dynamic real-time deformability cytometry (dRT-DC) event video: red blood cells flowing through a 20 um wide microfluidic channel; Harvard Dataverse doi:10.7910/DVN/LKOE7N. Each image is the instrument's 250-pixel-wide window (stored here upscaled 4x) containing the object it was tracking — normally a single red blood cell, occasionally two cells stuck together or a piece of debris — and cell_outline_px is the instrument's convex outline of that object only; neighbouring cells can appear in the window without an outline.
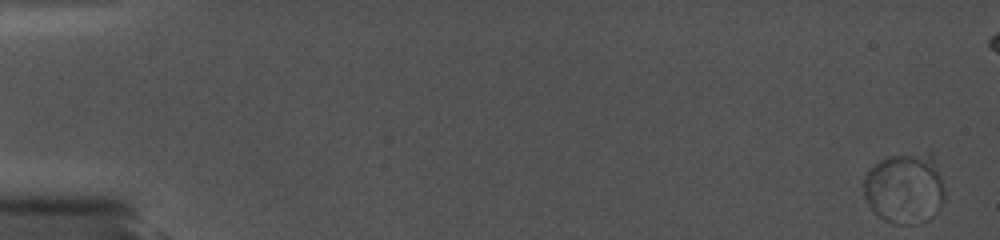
{"species": "common noctule bat (a hibernating species)", "species_latin": "Nyctalus noctula", "temperature_condition": "cold", "stored_images_in_passage": 11, "camera_frame_rate_fps": 5000, "um_per_image_px": 0.085, "animal": {"sex": "female", "body_mass_g": 19.0, "forearm_length_mm": 56.7}, "frame": {"image": 1, "passage_image": 1, "time_ms": 0.0, "image_size_px": [1000, 240], "cell_outline_px": [[944, 200], [940, 208], [892, 220], [888, 220], [872, 212], [864, 196], [864, 176], [880, 160], [892, 156], [932, 152], [944, 188]], "centroid_in_image_um": [76.84, 15.82], "position_along_channel_um": 8.2, "area_um2": 30.87}}
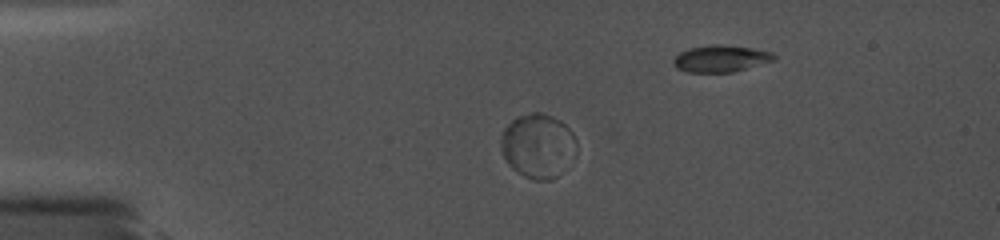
{"frame": {"image": 2, "passage_image": 6, "time_ms": 4.4, "image_size_px": [1000, 240], "cell_outline_px": [[576, 152], [556, 176], [552, 180], [532, 180], [524, 176], [512, 168], [508, 164], [500, 148], [500, 136], [504, 128], [516, 116], [532, 112], [540, 112], [552, 116], [560, 120], [572, 132], [576, 140]], "centroid_in_image_um": [45.69, 12.37], "position_along_channel_um": 39.3, "area_um2": 28.26}}